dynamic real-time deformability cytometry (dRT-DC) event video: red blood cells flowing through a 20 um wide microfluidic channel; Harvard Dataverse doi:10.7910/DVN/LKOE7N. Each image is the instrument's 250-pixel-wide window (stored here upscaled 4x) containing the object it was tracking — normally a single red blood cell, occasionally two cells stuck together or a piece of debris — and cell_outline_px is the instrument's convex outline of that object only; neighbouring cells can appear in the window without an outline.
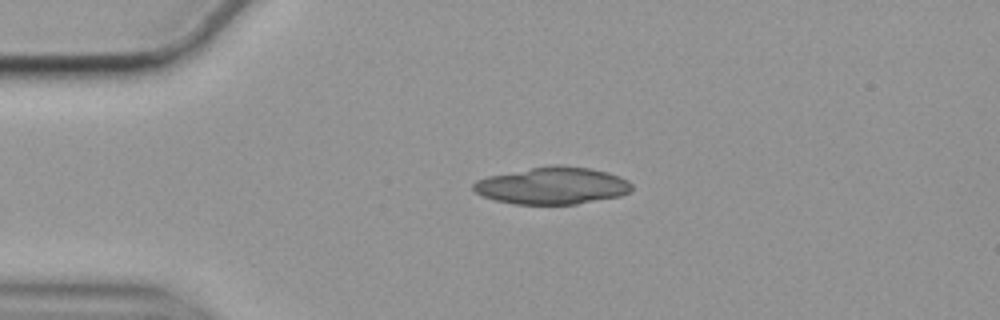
{"species": "common noctule bat (a hibernating species)", "species_latin": "Nyctalus noctula", "temperature_condition": "cold", "stored_images_in_passage": 44, "camera_frame_rate_fps": 3000, "um_per_image_px": 0.085, "animal": {"sex": "female", "body_mass_g": 19.9}, "frame": {"image": 1, "passage_image": 1, "time_ms": 0.0, "image_size_px": [1000, 320], "cell_outline_px": [[632, 188], [628, 192], [620, 196], [576, 204], [516, 204], [496, 200], [484, 196], [476, 192], [472, 188], [472, 184], [476, 180], [488, 176], [552, 164], [560, 164], [592, 168], [608, 172], [620, 176], [628, 180], [632, 184]], "centroid_in_image_um": [46.98, 15.77], "position_along_channel_um": 38.0, "area_um2": 34.33}}